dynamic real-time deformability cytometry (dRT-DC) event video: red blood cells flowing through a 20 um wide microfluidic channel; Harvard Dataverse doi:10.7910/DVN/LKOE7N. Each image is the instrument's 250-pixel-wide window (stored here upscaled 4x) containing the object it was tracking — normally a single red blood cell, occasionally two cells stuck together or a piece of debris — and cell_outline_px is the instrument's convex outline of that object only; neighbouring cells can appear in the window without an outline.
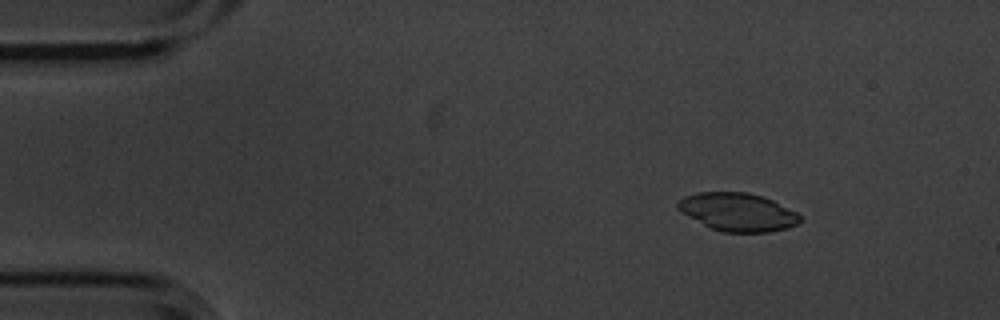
{"species": "common noctule bat (a hibernating species)", "species_latin": "Nyctalus noctula", "temperature_condition": "cold", "stored_images_in_passage": 3, "camera_frame_rate_fps": 3000, "um_per_image_px": 0.085, "animal": {"sex": "male", "body_mass_g": 20.1, "forearm_length_mm": 53.5}, "frame": {"image": 1, "passage_image": 1, "time_ms": 0.0, "image_size_px": [1000, 320], "cell_outline_px": [[800, 220], [796, 224], [788, 228], [768, 232], [724, 232], [708, 228], [680, 212], [676, 208], [676, 204], [684, 196], [696, 192], [748, 192], [764, 196], [796, 212], [800, 216]], "centroid_in_image_um": [62.66, 18.02], "position_along_channel_um": 22.3, "area_um2": 27.34}}